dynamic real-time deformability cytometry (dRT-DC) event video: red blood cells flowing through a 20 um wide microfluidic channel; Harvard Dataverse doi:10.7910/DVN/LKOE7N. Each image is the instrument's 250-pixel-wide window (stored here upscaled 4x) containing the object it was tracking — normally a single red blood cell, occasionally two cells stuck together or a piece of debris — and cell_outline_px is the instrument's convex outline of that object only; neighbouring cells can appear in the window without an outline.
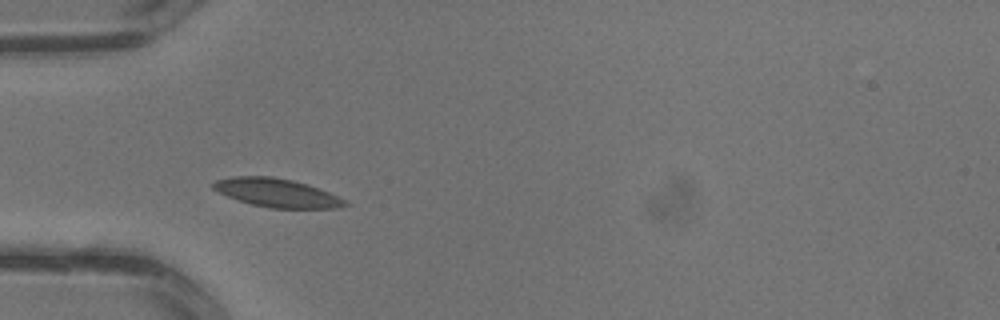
{"species": "common noctule bat (a hibernating species)", "species_latin": "Nyctalus noctula", "temperature_condition": "warm", "stored_images_in_passage": 2, "camera_frame_rate_fps": 3000, "um_per_image_px": 0.085, "animal": {"sex": "male", "body_mass_g": 13.3}, "frame": {"image": 1, "passage_image": 2, "time_ms": 0.333, "image_size_px": [1000, 320], "cell_outline_px": [[352, 204], [340, 208], [268, 208], [252, 204], [228, 196], [212, 188], [212, 184], [216, 180], [232, 176], [272, 176], [292, 180], [308, 184], [340, 196]], "centroid_in_image_um": [23.61, 16.39], "position_along_channel_um": 61.4, "area_um2": 22.02}}